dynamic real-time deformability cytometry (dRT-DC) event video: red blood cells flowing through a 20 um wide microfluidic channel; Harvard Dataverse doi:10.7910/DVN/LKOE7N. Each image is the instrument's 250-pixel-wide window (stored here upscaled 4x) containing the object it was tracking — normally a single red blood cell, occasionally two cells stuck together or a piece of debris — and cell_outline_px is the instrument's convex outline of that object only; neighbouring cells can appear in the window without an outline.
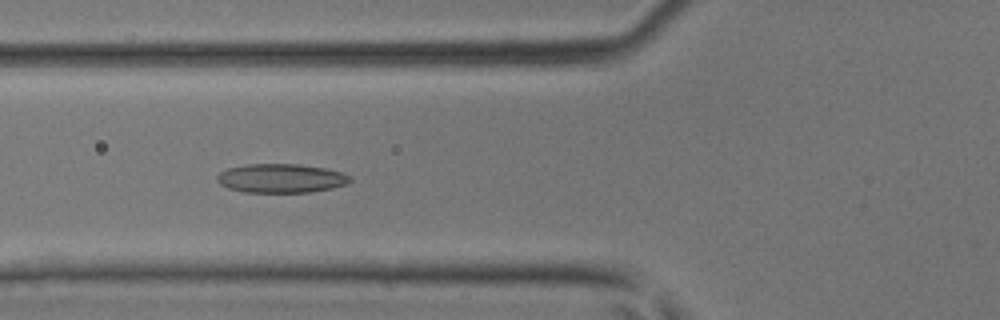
{"species": "common noctule bat (a hibernating species)", "species_latin": "Nyctalus noctula", "temperature_condition": "room temperature", "stored_images_in_passage": 41, "camera_frame_rate_fps": 3000, "um_per_image_px": 0.085, "animal": {"sex": "male", "body_mass_g": 17.9, "forearm_length_mm": 54.2}, "frame": {"image": 1, "passage_image": 13, "time_ms": 4.0, "image_size_px": [1000, 320], "cell_outline_px": [[352, 180], [348, 184], [332, 188], [308, 192], [244, 192], [228, 188], [220, 184], [216, 180], [216, 176], [220, 172], [228, 168], [248, 164], [300, 164], [324, 168], [340, 172], [348, 176]], "centroid_in_image_um": [23.86, 15.15], "position_along_channel_um": 101.9, "area_um2": 22.37}}
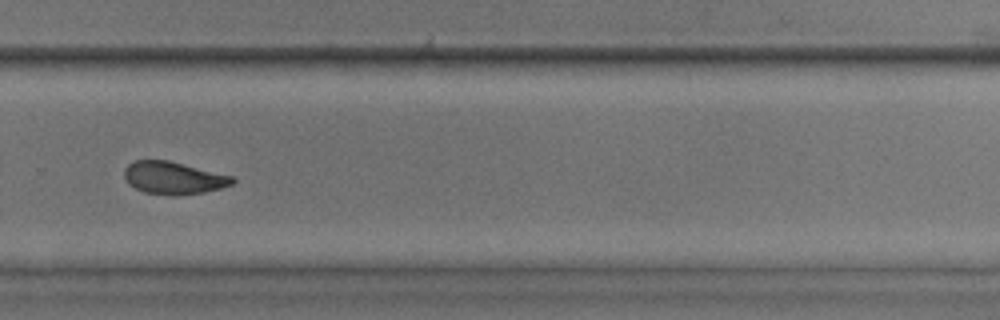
{"frame": {"image": 2, "passage_image": 27, "time_ms": 8.667, "image_size_px": [1000, 320], "cell_outline_px": [[236, 180], [232, 184], [220, 188], [204, 192], [144, 192], [128, 184], [124, 176], [124, 168], [128, 164], [136, 160], [168, 160], [232, 176]], "centroid_in_image_um": [14.72, 15.07], "position_along_channel_um": 315.1, "area_um2": 19.54}}
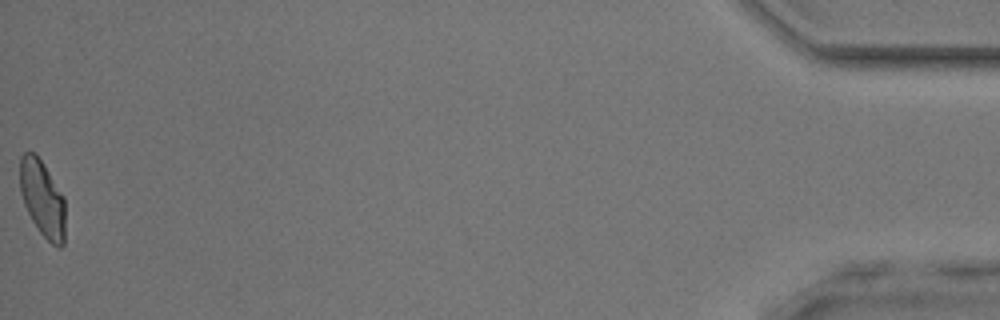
{"frame": {"image": 3, "passage_image": 41, "time_ms": 13.333, "image_size_px": [1000, 320], "cell_outline_px": [[64, 244], [60, 248], [56, 248], [40, 232], [32, 220], [24, 204], [20, 192], [20, 156], [24, 152], [36, 152], [44, 164], [64, 196]], "centroid_in_image_um": [3.6, 16.86], "position_along_channel_um": 431.6, "area_um2": 20.29}}